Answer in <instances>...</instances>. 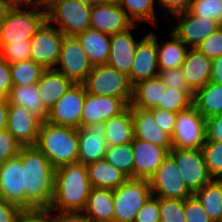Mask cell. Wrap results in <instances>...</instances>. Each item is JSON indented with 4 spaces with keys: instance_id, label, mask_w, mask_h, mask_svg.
I'll return each mask as SVG.
<instances>
[{
    "instance_id": "obj_1",
    "label": "cell",
    "mask_w": 222,
    "mask_h": 222,
    "mask_svg": "<svg viewBox=\"0 0 222 222\" xmlns=\"http://www.w3.org/2000/svg\"><path fill=\"white\" fill-rule=\"evenodd\" d=\"M24 211H46L54 194L56 169L36 146H22Z\"/></svg>"
},
{
    "instance_id": "obj_2",
    "label": "cell",
    "mask_w": 222,
    "mask_h": 222,
    "mask_svg": "<svg viewBox=\"0 0 222 222\" xmlns=\"http://www.w3.org/2000/svg\"><path fill=\"white\" fill-rule=\"evenodd\" d=\"M90 189L86 165L77 162L58 167L53 199L46 211L54 217L78 215L85 208ZM57 211L60 213L52 214Z\"/></svg>"
},
{
    "instance_id": "obj_3",
    "label": "cell",
    "mask_w": 222,
    "mask_h": 222,
    "mask_svg": "<svg viewBox=\"0 0 222 222\" xmlns=\"http://www.w3.org/2000/svg\"><path fill=\"white\" fill-rule=\"evenodd\" d=\"M56 169L78 162V130L70 126L42 122L35 145Z\"/></svg>"
},
{
    "instance_id": "obj_4",
    "label": "cell",
    "mask_w": 222,
    "mask_h": 222,
    "mask_svg": "<svg viewBox=\"0 0 222 222\" xmlns=\"http://www.w3.org/2000/svg\"><path fill=\"white\" fill-rule=\"evenodd\" d=\"M45 20L44 6L23 3L10 5L0 21V45L30 41Z\"/></svg>"
},
{
    "instance_id": "obj_5",
    "label": "cell",
    "mask_w": 222,
    "mask_h": 222,
    "mask_svg": "<svg viewBox=\"0 0 222 222\" xmlns=\"http://www.w3.org/2000/svg\"><path fill=\"white\" fill-rule=\"evenodd\" d=\"M93 0H52L46 7V20L55 23L65 36H75L90 28Z\"/></svg>"
},
{
    "instance_id": "obj_6",
    "label": "cell",
    "mask_w": 222,
    "mask_h": 222,
    "mask_svg": "<svg viewBox=\"0 0 222 222\" xmlns=\"http://www.w3.org/2000/svg\"><path fill=\"white\" fill-rule=\"evenodd\" d=\"M83 84L88 94L122 98L130 105L133 85L128 76L107 64L92 66Z\"/></svg>"
},
{
    "instance_id": "obj_7",
    "label": "cell",
    "mask_w": 222,
    "mask_h": 222,
    "mask_svg": "<svg viewBox=\"0 0 222 222\" xmlns=\"http://www.w3.org/2000/svg\"><path fill=\"white\" fill-rule=\"evenodd\" d=\"M151 196L148 179L128 178L113 190L114 222H134L136 214Z\"/></svg>"
},
{
    "instance_id": "obj_8",
    "label": "cell",
    "mask_w": 222,
    "mask_h": 222,
    "mask_svg": "<svg viewBox=\"0 0 222 222\" xmlns=\"http://www.w3.org/2000/svg\"><path fill=\"white\" fill-rule=\"evenodd\" d=\"M206 141V119L192 105L177 113L172 134L173 148L201 149Z\"/></svg>"
},
{
    "instance_id": "obj_9",
    "label": "cell",
    "mask_w": 222,
    "mask_h": 222,
    "mask_svg": "<svg viewBox=\"0 0 222 222\" xmlns=\"http://www.w3.org/2000/svg\"><path fill=\"white\" fill-rule=\"evenodd\" d=\"M137 27L128 18L117 0H93L90 10V28L109 35Z\"/></svg>"
},
{
    "instance_id": "obj_10",
    "label": "cell",
    "mask_w": 222,
    "mask_h": 222,
    "mask_svg": "<svg viewBox=\"0 0 222 222\" xmlns=\"http://www.w3.org/2000/svg\"><path fill=\"white\" fill-rule=\"evenodd\" d=\"M64 34L45 20L30 40L31 60L44 69H55Z\"/></svg>"
},
{
    "instance_id": "obj_11",
    "label": "cell",
    "mask_w": 222,
    "mask_h": 222,
    "mask_svg": "<svg viewBox=\"0 0 222 222\" xmlns=\"http://www.w3.org/2000/svg\"><path fill=\"white\" fill-rule=\"evenodd\" d=\"M168 154L175 160L182 180L193 194L212 179L202 149L172 148Z\"/></svg>"
},
{
    "instance_id": "obj_12",
    "label": "cell",
    "mask_w": 222,
    "mask_h": 222,
    "mask_svg": "<svg viewBox=\"0 0 222 222\" xmlns=\"http://www.w3.org/2000/svg\"><path fill=\"white\" fill-rule=\"evenodd\" d=\"M148 180L155 197L185 200L193 195L182 180L175 160L169 154Z\"/></svg>"
},
{
    "instance_id": "obj_13",
    "label": "cell",
    "mask_w": 222,
    "mask_h": 222,
    "mask_svg": "<svg viewBox=\"0 0 222 222\" xmlns=\"http://www.w3.org/2000/svg\"><path fill=\"white\" fill-rule=\"evenodd\" d=\"M85 96L84 84L74 83L48 111L46 121L54 125L80 128Z\"/></svg>"
},
{
    "instance_id": "obj_14",
    "label": "cell",
    "mask_w": 222,
    "mask_h": 222,
    "mask_svg": "<svg viewBox=\"0 0 222 222\" xmlns=\"http://www.w3.org/2000/svg\"><path fill=\"white\" fill-rule=\"evenodd\" d=\"M91 67L78 39L75 36L64 35L55 69L74 83H83L91 71Z\"/></svg>"
},
{
    "instance_id": "obj_15",
    "label": "cell",
    "mask_w": 222,
    "mask_h": 222,
    "mask_svg": "<svg viewBox=\"0 0 222 222\" xmlns=\"http://www.w3.org/2000/svg\"><path fill=\"white\" fill-rule=\"evenodd\" d=\"M178 22L171 30L189 48H196L206 37L221 25L207 17L191 14L189 11L174 15Z\"/></svg>"
},
{
    "instance_id": "obj_16",
    "label": "cell",
    "mask_w": 222,
    "mask_h": 222,
    "mask_svg": "<svg viewBox=\"0 0 222 222\" xmlns=\"http://www.w3.org/2000/svg\"><path fill=\"white\" fill-rule=\"evenodd\" d=\"M129 105L122 99L112 96H97L86 93L81 114V127L104 123L120 115Z\"/></svg>"
},
{
    "instance_id": "obj_17",
    "label": "cell",
    "mask_w": 222,
    "mask_h": 222,
    "mask_svg": "<svg viewBox=\"0 0 222 222\" xmlns=\"http://www.w3.org/2000/svg\"><path fill=\"white\" fill-rule=\"evenodd\" d=\"M42 120L22 106H8L7 130L21 146H35Z\"/></svg>"
},
{
    "instance_id": "obj_18",
    "label": "cell",
    "mask_w": 222,
    "mask_h": 222,
    "mask_svg": "<svg viewBox=\"0 0 222 222\" xmlns=\"http://www.w3.org/2000/svg\"><path fill=\"white\" fill-rule=\"evenodd\" d=\"M159 71L156 40L148 33L136 47L128 78L133 85L138 81L158 76Z\"/></svg>"
},
{
    "instance_id": "obj_19",
    "label": "cell",
    "mask_w": 222,
    "mask_h": 222,
    "mask_svg": "<svg viewBox=\"0 0 222 222\" xmlns=\"http://www.w3.org/2000/svg\"><path fill=\"white\" fill-rule=\"evenodd\" d=\"M0 198L24 210L23 166L18 155L0 164Z\"/></svg>"
},
{
    "instance_id": "obj_20",
    "label": "cell",
    "mask_w": 222,
    "mask_h": 222,
    "mask_svg": "<svg viewBox=\"0 0 222 222\" xmlns=\"http://www.w3.org/2000/svg\"><path fill=\"white\" fill-rule=\"evenodd\" d=\"M133 178L149 179L162 164L168 151L144 140L133 138Z\"/></svg>"
},
{
    "instance_id": "obj_21",
    "label": "cell",
    "mask_w": 222,
    "mask_h": 222,
    "mask_svg": "<svg viewBox=\"0 0 222 222\" xmlns=\"http://www.w3.org/2000/svg\"><path fill=\"white\" fill-rule=\"evenodd\" d=\"M78 130V162L84 165L104 159L107 150L104 123L89 124Z\"/></svg>"
},
{
    "instance_id": "obj_22",
    "label": "cell",
    "mask_w": 222,
    "mask_h": 222,
    "mask_svg": "<svg viewBox=\"0 0 222 222\" xmlns=\"http://www.w3.org/2000/svg\"><path fill=\"white\" fill-rule=\"evenodd\" d=\"M134 137L165 148H173L172 137L163 132L157 125L149 109L131 107Z\"/></svg>"
},
{
    "instance_id": "obj_23",
    "label": "cell",
    "mask_w": 222,
    "mask_h": 222,
    "mask_svg": "<svg viewBox=\"0 0 222 222\" xmlns=\"http://www.w3.org/2000/svg\"><path fill=\"white\" fill-rule=\"evenodd\" d=\"M134 39L130 29L113 34L110 39V55L107 65L127 76L130 74L133 57L139 43Z\"/></svg>"
},
{
    "instance_id": "obj_24",
    "label": "cell",
    "mask_w": 222,
    "mask_h": 222,
    "mask_svg": "<svg viewBox=\"0 0 222 222\" xmlns=\"http://www.w3.org/2000/svg\"><path fill=\"white\" fill-rule=\"evenodd\" d=\"M81 217L91 222H114L113 190L91 187Z\"/></svg>"
},
{
    "instance_id": "obj_25",
    "label": "cell",
    "mask_w": 222,
    "mask_h": 222,
    "mask_svg": "<svg viewBox=\"0 0 222 222\" xmlns=\"http://www.w3.org/2000/svg\"><path fill=\"white\" fill-rule=\"evenodd\" d=\"M211 68L212 60L196 48H189L181 65L185 79L194 92L210 82Z\"/></svg>"
},
{
    "instance_id": "obj_26",
    "label": "cell",
    "mask_w": 222,
    "mask_h": 222,
    "mask_svg": "<svg viewBox=\"0 0 222 222\" xmlns=\"http://www.w3.org/2000/svg\"><path fill=\"white\" fill-rule=\"evenodd\" d=\"M74 82L56 69H45L36 83L40 99L49 111Z\"/></svg>"
},
{
    "instance_id": "obj_27",
    "label": "cell",
    "mask_w": 222,
    "mask_h": 222,
    "mask_svg": "<svg viewBox=\"0 0 222 222\" xmlns=\"http://www.w3.org/2000/svg\"><path fill=\"white\" fill-rule=\"evenodd\" d=\"M92 66L107 64L110 55L111 35L88 28L75 35Z\"/></svg>"
},
{
    "instance_id": "obj_28",
    "label": "cell",
    "mask_w": 222,
    "mask_h": 222,
    "mask_svg": "<svg viewBox=\"0 0 222 222\" xmlns=\"http://www.w3.org/2000/svg\"><path fill=\"white\" fill-rule=\"evenodd\" d=\"M163 89H167V86L159 75L138 81L133 84L132 99L129 106L151 109L157 105H162Z\"/></svg>"
},
{
    "instance_id": "obj_29",
    "label": "cell",
    "mask_w": 222,
    "mask_h": 222,
    "mask_svg": "<svg viewBox=\"0 0 222 222\" xmlns=\"http://www.w3.org/2000/svg\"><path fill=\"white\" fill-rule=\"evenodd\" d=\"M156 40L157 59L159 70L174 69L181 67L185 61L189 47L180 40L172 31L170 40L160 45L158 37L151 31L149 32Z\"/></svg>"
},
{
    "instance_id": "obj_30",
    "label": "cell",
    "mask_w": 222,
    "mask_h": 222,
    "mask_svg": "<svg viewBox=\"0 0 222 222\" xmlns=\"http://www.w3.org/2000/svg\"><path fill=\"white\" fill-rule=\"evenodd\" d=\"M91 187L117 189L128 177L106 159L97 160L86 165Z\"/></svg>"
},
{
    "instance_id": "obj_31",
    "label": "cell",
    "mask_w": 222,
    "mask_h": 222,
    "mask_svg": "<svg viewBox=\"0 0 222 222\" xmlns=\"http://www.w3.org/2000/svg\"><path fill=\"white\" fill-rule=\"evenodd\" d=\"M107 146H120L131 143L134 138L131 106L120 115L104 122Z\"/></svg>"
},
{
    "instance_id": "obj_32",
    "label": "cell",
    "mask_w": 222,
    "mask_h": 222,
    "mask_svg": "<svg viewBox=\"0 0 222 222\" xmlns=\"http://www.w3.org/2000/svg\"><path fill=\"white\" fill-rule=\"evenodd\" d=\"M7 100L9 104L22 106L43 122L46 121L48 110L40 99L36 84L13 86L7 95Z\"/></svg>"
},
{
    "instance_id": "obj_33",
    "label": "cell",
    "mask_w": 222,
    "mask_h": 222,
    "mask_svg": "<svg viewBox=\"0 0 222 222\" xmlns=\"http://www.w3.org/2000/svg\"><path fill=\"white\" fill-rule=\"evenodd\" d=\"M193 106L206 119L222 114V84L209 82L194 92Z\"/></svg>"
},
{
    "instance_id": "obj_34",
    "label": "cell",
    "mask_w": 222,
    "mask_h": 222,
    "mask_svg": "<svg viewBox=\"0 0 222 222\" xmlns=\"http://www.w3.org/2000/svg\"><path fill=\"white\" fill-rule=\"evenodd\" d=\"M214 222H222V181L211 179L193 194Z\"/></svg>"
},
{
    "instance_id": "obj_35",
    "label": "cell",
    "mask_w": 222,
    "mask_h": 222,
    "mask_svg": "<svg viewBox=\"0 0 222 222\" xmlns=\"http://www.w3.org/2000/svg\"><path fill=\"white\" fill-rule=\"evenodd\" d=\"M156 0H117L118 5L126 12L128 18L135 21H146L156 24L155 2Z\"/></svg>"
},
{
    "instance_id": "obj_36",
    "label": "cell",
    "mask_w": 222,
    "mask_h": 222,
    "mask_svg": "<svg viewBox=\"0 0 222 222\" xmlns=\"http://www.w3.org/2000/svg\"><path fill=\"white\" fill-rule=\"evenodd\" d=\"M10 69L13 86L36 84L45 70L33 60H23L10 64Z\"/></svg>"
},
{
    "instance_id": "obj_37",
    "label": "cell",
    "mask_w": 222,
    "mask_h": 222,
    "mask_svg": "<svg viewBox=\"0 0 222 222\" xmlns=\"http://www.w3.org/2000/svg\"><path fill=\"white\" fill-rule=\"evenodd\" d=\"M106 161L122 171L128 178H133V151L131 143L120 146H107Z\"/></svg>"
},
{
    "instance_id": "obj_38",
    "label": "cell",
    "mask_w": 222,
    "mask_h": 222,
    "mask_svg": "<svg viewBox=\"0 0 222 222\" xmlns=\"http://www.w3.org/2000/svg\"><path fill=\"white\" fill-rule=\"evenodd\" d=\"M192 105L193 98L187 92L167 87V89H163L162 105H157L155 108L178 113Z\"/></svg>"
},
{
    "instance_id": "obj_39",
    "label": "cell",
    "mask_w": 222,
    "mask_h": 222,
    "mask_svg": "<svg viewBox=\"0 0 222 222\" xmlns=\"http://www.w3.org/2000/svg\"><path fill=\"white\" fill-rule=\"evenodd\" d=\"M202 152L212 179L222 178V142L205 141Z\"/></svg>"
},
{
    "instance_id": "obj_40",
    "label": "cell",
    "mask_w": 222,
    "mask_h": 222,
    "mask_svg": "<svg viewBox=\"0 0 222 222\" xmlns=\"http://www.w3.org/2000/svg\"><path fill=\"white\" fill-rule=\"evenodd\" d=\"M159 215L162 222H187L184 200L159 197Z\"/></svg>"
},
{
    "instance_id": "obj_41",
    "label": "cell",
    "mask_w": 222,
    "mask_h": 222,
    "mask_svg": "<svg viewBox=\"0 0 222 222\" xmlns=\"http://www.w3.org/2000/svg\"><path fill=\"white\" fill-rule=\"evenodd\" d=\"M189 12L210 18L222 25V0H192Z\"/></svg>"
},
{
    "instance_id": "obj_42",
    "label": "cell",
    "mask_w": 222,
    "mask_h": 222,
    "mask_svg": "<svg viewBox=\"0 0 222 222\" xmlns=\"http://www.w3.org/2000/svg\"><path fill=\"white\" fill-rule=\"evenodd\" d=\"M30 52V41H24V43H7L6 45H0V57L9 64L23 60H31Z\"/></svg>"
},
{
    "instance_id": "obj_43",
    "label": "cell",
    "mask_w": 222,
    "mask_h": 222,
    "mask_svg": "<svg viewBox=\"0 0 222 222\" xmlns=\"http://www.w3.org/2000/svg\"><path fill=\"white\" fill-rule=\"evenodd\" d=\"M159 77L167 87L183 90L184 92H187L192 98H194V91L187 83L181 67L160 70Z\"/></svg>"
},
{
    "instance_id": "obj_44",
    "label": "cell",
    "mask_w": 222,
    "mask_h": 222,
    "mask_svg": "<svg viewBox=\"0 0 222 222\" xmlns=\"http://www.w3.org/2000/svg\"><path fill=\"white\" fill-rule=\"evenodd\" d=\"M196 49L204 53L211 60L222 55V25L206 37Z\"/></svg>"
},
{
    "instance_id": "obj_45",
    "label": "cell",
    "mask_w": 222,
    "mask_h": 222,
    "mask_svg": "<svg viewBox=\"0 0 222 222\" xmlns=\"http://www.w3.org/2000/svg\"><path fill=\"white\" fill-rule=\"evenodd\" d=\"M184 214L187 222H214L194 195L184 200Z\"/></svg>"
},
{
    "instance_id": "obj_46",
    "label": "cell",
    "mask_w": 222,
    "mask_h": 222,
    "mask_svg": "<svg viewBox=\"0 0 222 222\" xmlns=\"http://www.w3.org/2000/svg\"><path fill=\"white\" fill-rule=\"evenodd\" d=\"M20 143L15 137L7 130L0 131V164H3L6 160L11 159L19 155L21 149Z\"/></svg>"
},
{
    "instance_id": "obj_47",
    "label": "cell",
    "mask_w": 222,
    "mask_h": 222,
    "mask_svg": "<svg viewBox=\"0 0 222 222\" xmlns=\"http://www.w3.org/2000/svg\"><path fill=\"white\" fill-rule=\"evenodd\" d=\"M159 215V197L151 196L140 208L134 222H158Z\"/></svg>"
},
{
    "instance_id": "obj_48",
    "label": "cell",
    "mask_w": 222,
    "mask_h": 222,
    "mask_svg": "<svg viewBox=\"0 0 222 222\" xmlns=\"http://www.w3.org/2000/svg\"><path fill=\"white\" fill-rule=\"evenodd\" d=\"M149 110L153 113L156 125L163 132L169 134L172 137L175 129L177 113L157 108H151Z\"/></svg>"
},
{
    "instance_id": "obj_49",
    "label": "cell",
    "mask_w": 222,
    "mask_h": 222,
    "mask_svg": "<svg viewBox=\"0 0 222 222\" xmlns=\"http://www.w3.org/2000/svg\"><path fill=\"white\" fill-rule=\"evenodd\" d=\"M206 141L222 142V114L206 118Z\"/></svg>"
},
{
    "instance_id": "obj_50",
    "label": "cell",
    "mask_w": 222,
    "mask_h": 222,
    "mask_svg": "<svg viewBox=\"0 0 222 222\" xmlns=\"http://www.w3.org/2000/svg\"><path fill=\"white\" fill-rule=\"evenodd\" d=\"M25 211L0 198V222H17Z\"/></svg>"
},
{
    "instance_id": "obj_51",
    "label": "cell",
    "mask_w": 222,
    "mask_h": 222,
    "mask_svg": "<svg viewBox=\"0 0 222 222\" xmlns=\"http://www.w3.org/2000/svg\"><path fill=\"white\" fill-rule=\"evenodd\" d=\"M159 7L167 9L166 13H171L172 16L189 11L192 0H157ZM169 11V12H167Z\"/></svg>"
},
{
    "instance_id": "obj_52",
    "label": "cell",
    "mask_w": 222,
    "mask_h": 222,
    "mask_svg": "<svg viewBox=\"0 0 222 222\" xmlns=\"http://www.w3.org/2000/svg\"><path fill=\"white\" fill-rule=\"evenodd\" d=\"M12 87L10 64L0 57V89L8 95Z\"/></svg>"
},
{
    "instance_id": "obj_53",
    "label": "cell",
    "mask_w": 222,
    "mask_h": 222,
    "mask_svg": "<svg viewBox=\"0 0 222 222\" xmlns=\"http://www.w3.org/2000/svg\"><path fill=\"white\" fill-rule=\"evenodd\" d=\"M17 222H55V217L47 211L24 212Z\"/></svg>"
},
{
    "instance_id": "obj_54",
    "label": "cell",
    "mask_w": 222,
    "mask_h": 222,
    "mask_svg": "<svg viewBox=\"0 0 222 222\" xmlns=\"http://www.w3.org/2000/svg\"><path fill=\"white\" fill-rule=\"evenodd\" d=\"M210 81L222 84V55L212 60Z\"/></svg>"
},
{
    "instance_id": "obj_55",
    "label": "cell",
    "mask_w": 222,
    "mask_h": 222,
    "mask_svg": "<svg viewBox=\"0 0 222 222\" xmlns=\"http://www.w3.org/2000/svg\"><path fill=\"white\" fill-rule=\"evenodd\" d=\"M8 100L0 101V131L7 129Z\"/></svg>"
},
{
    "instance_id": "obj_56",
    "label": "cell",
    "mask_w": 222,
    "mask_h": 222,
    "mask_svg": "<svg viewBox=\"0 0 222 222\" xmlns=\"http://www.w3.org/2000/svg\"><path fill=\"white\" fill-rule=\"evenodd\" d=\"M55 222H91L78 215H62L55 217Z\"/></svg>"
},
{
    "instance_id": "obj_57",
    "label": "cell",
    "mask_w": 222,
    "mask_h": 222,
    "mask_svg": "<svg viewBox=\"0 0 222 222\" xmlns=\"http://www.w3.org/2000/svg\"><path fill=\"white\" fill-rule=\"evenodd\" d=\"M52 0H21V3L26 5H39L46 7Z\"/></svg>"
},
{
    "instance_id": "obj_58",
    "label": "cell",
    "mask_w": 222,
    "mask_h": 222,
    "mask_svg": "<svg viewBox=\"0 0 222 222\" xmlns=\"http://www.w3.org/2000/svg\"><path fill=\"white\" fill-rule=\"evenodd\" d=\"M9 6H10V5H9L7 2H5V1H3V0H0V21H1L2 17H3V15H4L6 9H7Z\"/></svg>"
},
{
    "instance_id": "obj_59",
    "label": "cell",
    "mask_w": 222,
    "mask_h": 222,
    "mask_svg": "<svg viewBox=\"0 0 222 222\" xmlns=\"http://www.w3.org/2000/svg\"><path fill=\"white\" fill-rule=\"evenodd\" d=\"M7 2L9 5H15V4H20L21 0H3Z\"/></svg>"
},
{
    "instance_id": "obj_60",
    "label": "cell",
    "mask_w": 222,
    "mask_h": 222,
    "mask_svg": "<svg viewBox=\"0 0 222 222\" xmlns=\"http://www.w3.org/2000/svg\"><path fill=\"white\" fill-rule=\"evenodd\" d=\"M7 95L0 89V101L6 100Z\"/></svg>"
}]
</instances>
